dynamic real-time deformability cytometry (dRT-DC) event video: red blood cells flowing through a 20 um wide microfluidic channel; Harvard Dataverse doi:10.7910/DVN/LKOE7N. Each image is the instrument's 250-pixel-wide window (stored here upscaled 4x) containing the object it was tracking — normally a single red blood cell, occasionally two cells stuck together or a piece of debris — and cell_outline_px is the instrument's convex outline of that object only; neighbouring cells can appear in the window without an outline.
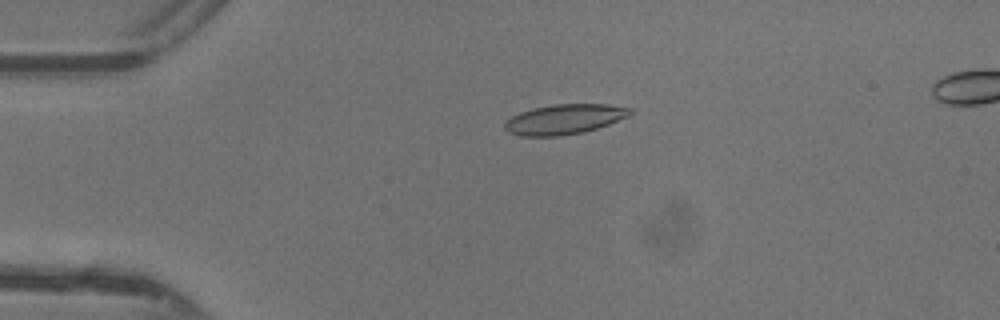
{"species": "common noctule bat (a hibernating species)", "species_latin": "Nyctalus noctula", "temperature_condition": "warm", "stored_images_in_passage": 13, "camera_frame_rate_fps": 3000, "um_per_image_px": 0.085, "animal": {"sex": "female"}, "frame": {"image": 1, "passage_image": 8, "time_ms": 2.333, "image_size_px": [1000, 320], "cell_outline_px": [[632, 112], [628, 116], [608, 124], [584, 132], [560, 136], [520, 136], [508, 132], [504, 128], [504, 124], [512, 116], [520, 112], [532, 108], [552, 104], [608, 104], [632, 108]], "centroid_in_image_um": [47.96, 10.13], "position_along_channel_um": 37.0, "area_um2": 21.91}}